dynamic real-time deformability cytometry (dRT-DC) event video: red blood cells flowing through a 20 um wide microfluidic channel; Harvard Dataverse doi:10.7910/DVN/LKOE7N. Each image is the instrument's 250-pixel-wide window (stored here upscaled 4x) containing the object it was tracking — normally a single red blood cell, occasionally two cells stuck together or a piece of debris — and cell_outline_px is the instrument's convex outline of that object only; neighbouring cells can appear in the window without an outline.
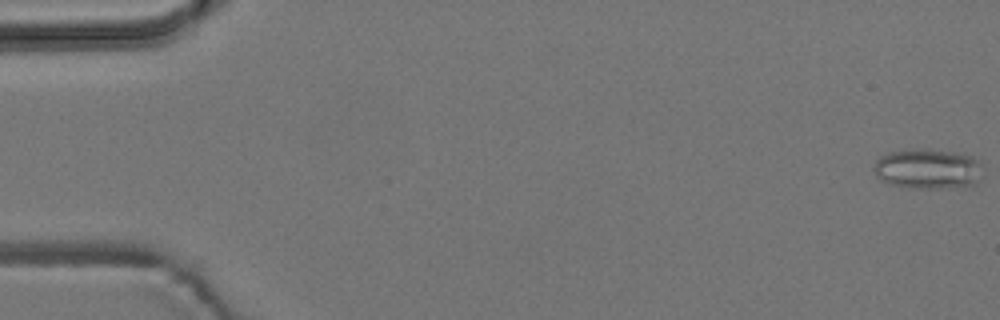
{"species": "common noctule bat (a hibernating species)", "species_latin": "Nyctalus noctula", "temperature_condition": "room temperature", "stored_images_in_passage": 5, "camera_frame_rate_fps": 3000, "um_per_image_px": 0.085, "animal": {"sex": "male", "body_mass_g": 19.2, "forearm_length_mm": 51.8}, "frame": {"image": 1, "passage_image": 1, "time_ms": 0.0, "image_size_px": [1000, 320], "cell_outline_px": [[980, 164], [976, 180], [972, 184], [936, 188], [908, 188], [892, 184], [880, 180], [876, 176], [872, 168], [876, 160], [880, 156], [888, 152], [948, 152], [972, 156]], "centroid_in_image_um": [78.75, 14.4], "position_along_channel_um": 6.3, "area_um2": 23.99}}
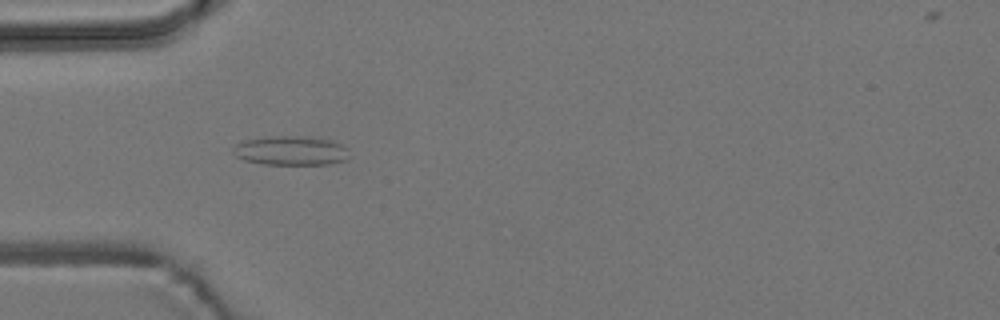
{"frame": {"image": 2, "passage_image": 5, "time_ms": 5.333, "image_size_px": [1000, 320], "cell_outline_px": [[348, 156], [344, 160], [328, 164], [260, 164], [244, 160], [236, 156], [232, 152], [232, 148], [236, 144], [244, 140], [264, 136], [300, 136], [332, 140], [340, 144], [344, 148]], "centroid_in_image_um": [24.63, 12.8], "position_along_channel_um": 60.4, "area_um2": 19.71}}